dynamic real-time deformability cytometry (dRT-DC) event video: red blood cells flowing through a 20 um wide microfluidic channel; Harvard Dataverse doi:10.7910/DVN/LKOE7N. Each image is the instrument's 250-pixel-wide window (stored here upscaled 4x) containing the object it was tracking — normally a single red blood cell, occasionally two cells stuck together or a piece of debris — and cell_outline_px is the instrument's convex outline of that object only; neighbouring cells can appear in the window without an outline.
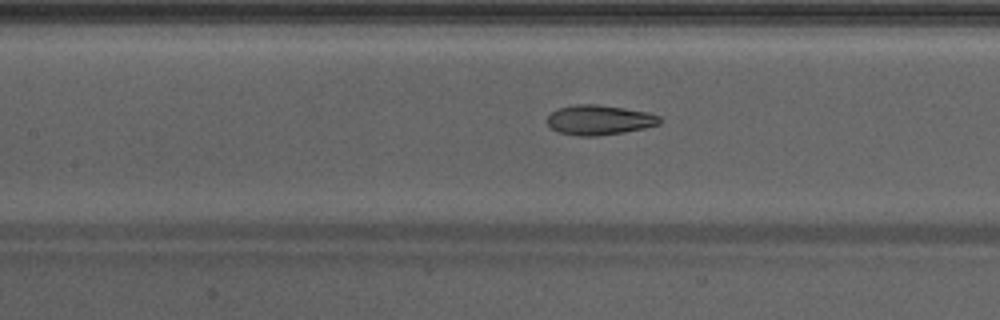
{"species": "Egyptian fruit bat (a non-hibernating species)", "species_latin": "Rousettus aegyptiacus", "temperature_condition": "warm", "stored_images_in_passage": 27, "camera_frame_rate_fps": 3000, "um_per_image_px": 0.085, "animal": {"sex": "male"}, "frame": {"image": 1, "passage_image": 22, "time_ms": 7.0, "image_size_px": [1000, 320], "cell_outline_px": [[660, 124], [644, 128], [624, 132], [596, 136], [580, 136], [556, 132], [548, 124], [548, 116], [556, 108], [576, 104], [596, 104], [624, 108], [648, 112], [660, 116]], "centroid_in_image_um": [50.93, 10.19], "position_along_channel_um": 156.5, "area_um2": 19.59}}
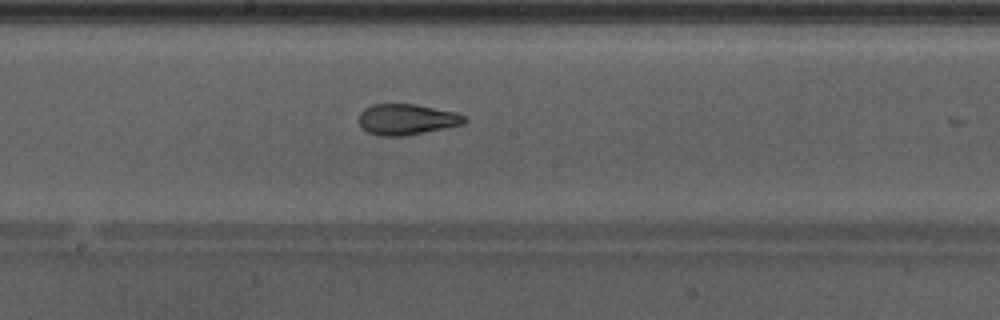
{"frame": {"image": 2, "passage_image": 26, "time_ms": 8.333, "image_size_px": [1000, 320], "cell_outline_px": [[468, 120], [464, 124], [404, 136], [376, 136], [360, 128], [360, 112], [364, 108], [372, 104], [416, 104], [456, 112], [464, 116]], "centroid_in_image_um": [34.55, 10.15], "position_along_channel_um": 213.6, "area_um2": 19.07}}